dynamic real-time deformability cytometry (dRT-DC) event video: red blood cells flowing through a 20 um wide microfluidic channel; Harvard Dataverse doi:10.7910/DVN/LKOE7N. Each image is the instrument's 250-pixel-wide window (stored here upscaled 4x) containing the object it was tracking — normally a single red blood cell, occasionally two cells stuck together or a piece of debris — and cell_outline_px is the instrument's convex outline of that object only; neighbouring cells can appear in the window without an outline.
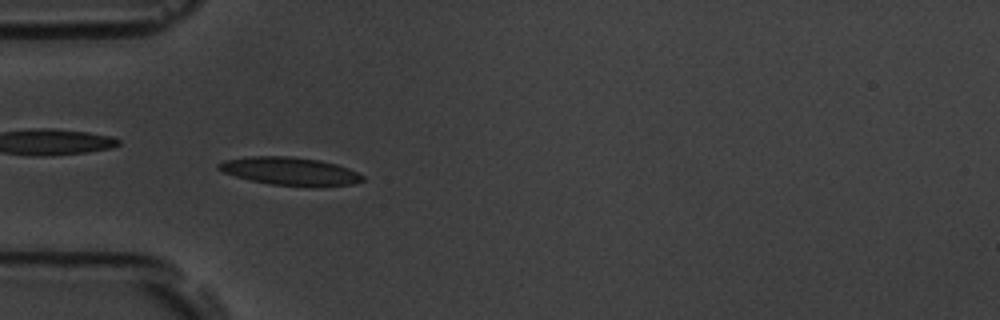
{"species": "common noctule bat (a hibernating species)", "species_latin": "Nyctalus noctula", "temperature_condition": "room temperature", "stored_images_in_passage": 54, "camera_frame_rate_fps": 3000, "um_per_image_px": 0.085, "animal": {"sex": "male", "body_mass_g": 19.5, "forearm_length_mm": 54.6}, "frame": {"image": 1, "passage_image": 16, "time_ms": 5.0, "image_size_px": [1000, 320], "cell_outline_px": [[364, 180], [352, 184], [268, 184], [236, 176], [224, 172], [216, 168], [216, 164], [224, 160], [248, 156], [288, 156], [320, 160], [336, 164], [348, 168], [364, 176]], "centroid_in_image_um": [24.56, 14.5], "position_along_channel_um": 60.4, "area_um2": 22.6}}
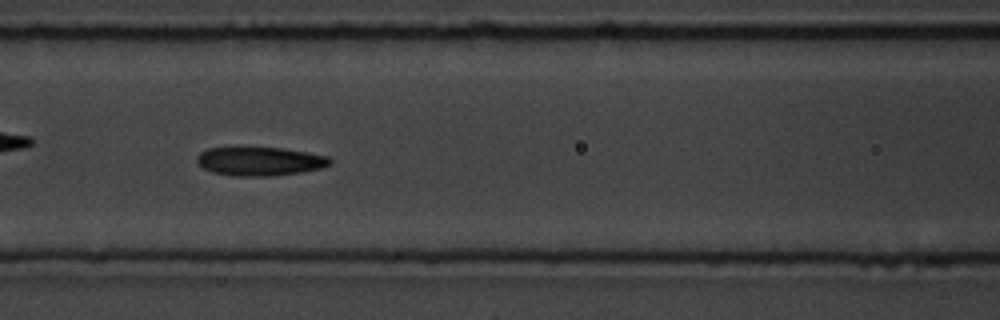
{"frame": {"image": 2, "passage_image": 23, "time_ms": 7.333, "image_size_px": [1000, 320], "cell_outline_px": [[332, 164], [320, 168], [304, 172], [272, 176], [232, 176], [212, 172], [204, 168], [196, 160], [196, 156], [200, 152], [208, 148], [240, 144], [284, 148], [308, 152], [328, 156], [332, 160]], "centroid_in_image_um": [22.05, 13.66], "position_along_channel_um": 144.5, "area_um2": 23.47}}
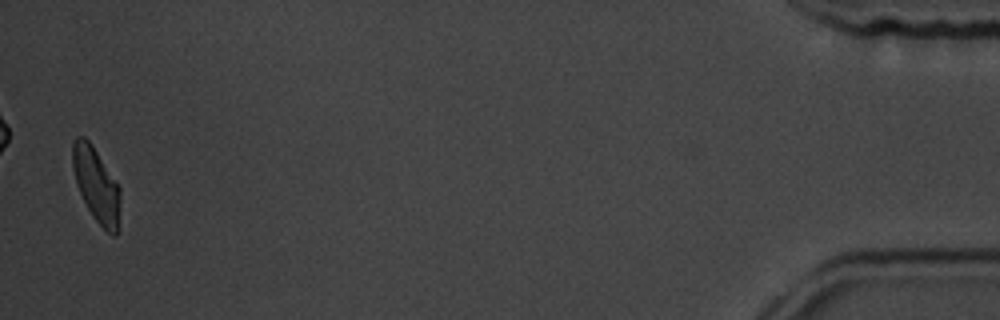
{"frame": {"image": 3, "passage_image": 53, "time_ms": 17.333, "image_size_px": [1000, 320], "cell_outline_px": [[120, 228], [116, 236], [112, 236], [92, 216], [76, 184], [72, 168], [72, 140], [76, 136], [84, 136], [92, 144], [120, 188]], "centroid_in_image_um": [8.19, 15.73], "position_along_channel_um": 427.0, "area_um2": 20.87}, "authors_computed_cell_mechanics": {"area_um2": 22.1663, "velocity_mm_per_s": 3.7394, "shape_relaxation_time_tau1_ms": 5.6919, "shape_relaxation_time_tau2_ms": 2.1141, "deformation_change_tau1": 0.1437, "deformation_change_tau2": 0.0869}}